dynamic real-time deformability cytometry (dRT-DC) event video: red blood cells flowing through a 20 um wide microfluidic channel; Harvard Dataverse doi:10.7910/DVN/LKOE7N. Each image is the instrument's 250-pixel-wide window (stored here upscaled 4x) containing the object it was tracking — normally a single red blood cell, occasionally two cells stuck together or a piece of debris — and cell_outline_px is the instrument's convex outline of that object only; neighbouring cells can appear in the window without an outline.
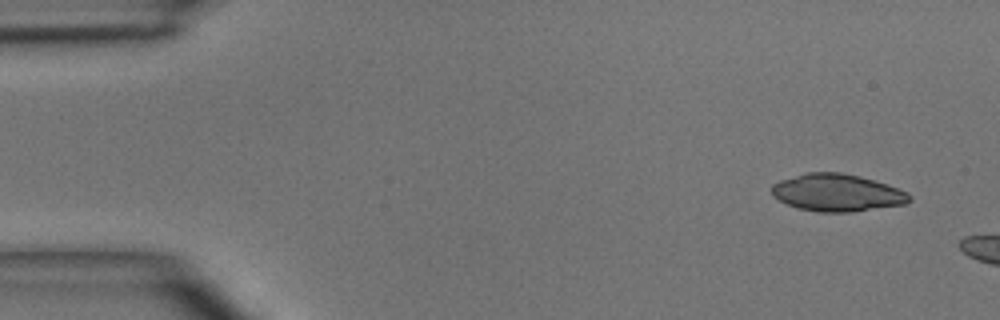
{"species": "common noctule bat (a hibernating species)", "species_latin": "Nyctalus noctula", "temperature_condition": "room temperature", "stored_images_in_passage": 8, "camera_frame_rate_fps": 3000, "um_per_image_px": 0.085, "animal": {"sex": "male", "body_mass_g": 15.6}, "frame": {"image": 1, "passage_image": 1, "time_ms": 0.0, "image_size_px": [1000, 320], "cell_outline_px": [[912, 200], [904, 204], [852, 212], [820, 212], [796, 208], [772, 196], [772, 184], [780, 180], [808, 172], [840, 172], [860, 176], [908, 192], [912, 196]], "centroid_in_image_um": [71.14, 16.38], "position_along_channel_um": 13.9, "area_um2": 29.82}}